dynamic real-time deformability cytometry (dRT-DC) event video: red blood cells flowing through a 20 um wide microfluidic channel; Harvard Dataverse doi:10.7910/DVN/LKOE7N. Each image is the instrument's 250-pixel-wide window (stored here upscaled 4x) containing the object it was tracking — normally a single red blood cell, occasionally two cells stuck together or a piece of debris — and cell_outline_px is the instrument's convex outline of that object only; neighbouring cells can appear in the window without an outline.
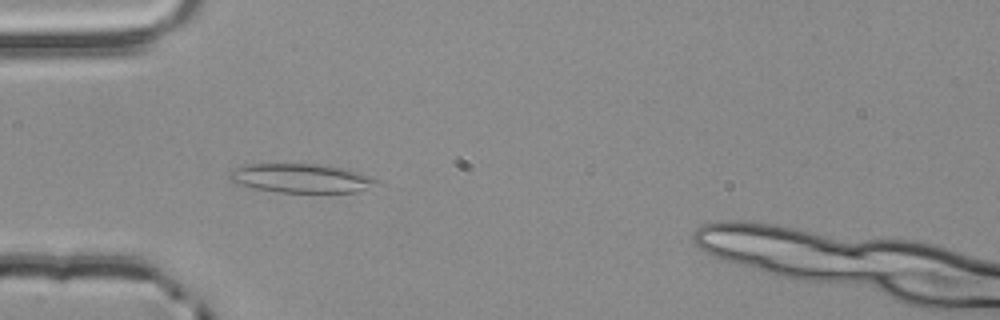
{"species": "common noctule bat (a hibernating species)", "species_latin": "Nyctalus noctula", "temperature_condition": "room temperature", "stored_images_in_passage": 51, "camera_frame_rate_fps": 3000, "um_per_image_px": 0.085, "animal": {"sex": "male", "body_mass_g": 20.4}, "frame": {"image": 1, "passage_image": 16, "time_ms": 5.0, "image_size_px": [1000, 320], "cell_outline_px": [[380, 180], [356, 192], [280, 192], [256, 188], [236, 184], [228, 180], [228, 172], [236, 168], [248, 164], [328, 164], [348, 168], [372, 176]], "centroid_in_image_um": [25.58, 15.13], "position_along_channel_um": 59.4, "area_um2": 24.91}}
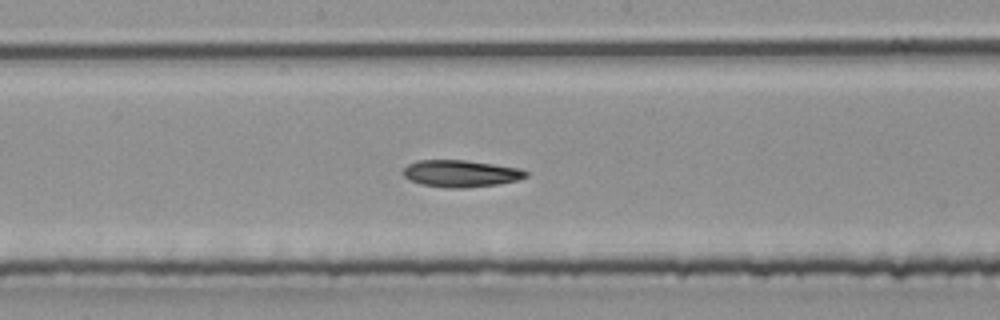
{"frame": {"image": 2, "passage_image": 28, "time_ms": 9.0, "image_size_px": [1000, 320], "cell_outline_px": [[528, 176], [520, 180], [496, 184], [464, 188], [448, 188], [420, 184], [408, 180], [404, 176], [404, 168], [408, 164], [416, 160], [464, 160], [520, 168], [528, 172]], "centroid_in_image_um": [39.16, 14.75], "position_along_channel_um": 209.0, "area_um2": 19.31}}
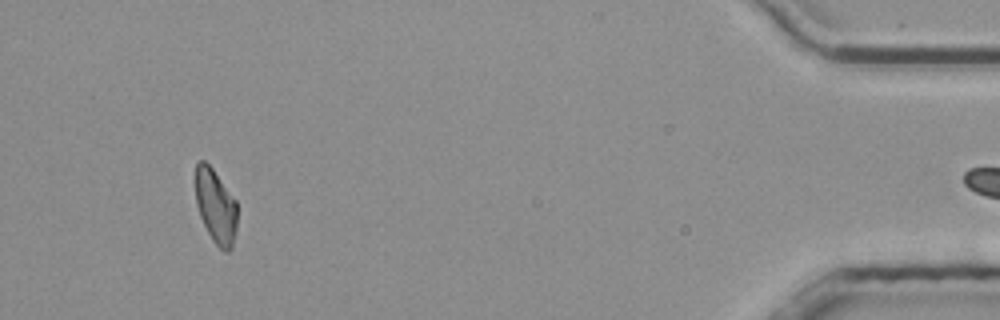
{"frame": {"image": 3, "passage_image": 50, "time_ms": 16.333, "image_size_px": [1000, 320], "cell_outline_px": [[236, 232], [232, 248], [228, 252], [224, 252], [212, 240], [200, 216], [196, 204], [192, 176], [196, 164], [200, 160], [204, 160], [212, 168], [236, 200]], "centroid_in_image_um": [18.28, 17.49], "position_along_channel_um": 416.9, "area_um2": 18.5}}